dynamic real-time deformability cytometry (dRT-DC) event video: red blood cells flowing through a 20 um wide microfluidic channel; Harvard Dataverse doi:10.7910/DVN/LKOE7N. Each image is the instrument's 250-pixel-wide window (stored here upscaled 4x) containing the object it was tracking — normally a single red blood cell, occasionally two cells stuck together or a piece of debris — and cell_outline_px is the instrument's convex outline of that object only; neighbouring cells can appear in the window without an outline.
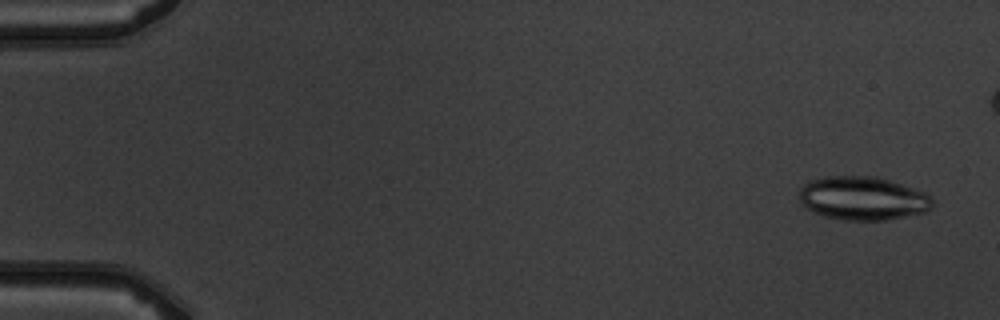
{"species": "common noctule bat (a hibernating species)", "species_latin": "Nyctalus noctula", "temperature_condition": "warm", "stored_images_in_passage": 6, "camera_frame_rate_fps": 3000, "um_per_image_px": 0.085, "animal": {"sex": "male", "body_mass_g": 19.5, "forearm_length_mm": 54.6}, "frame": {"image": 1, "passage_image": 1, "time_ms": 0.0, "image_size_px": [1000, 320], "cell_outline_px": [[932, 208], [928, 212], [888, 220], [844, 220], [824, 216], [800, 204], [800, 188], [804, 184], [812, 180], [824, 176], [876, 176], [924, 192], [932, 196]], "centroid_in_image_um": [73.36, 16.86], "position_along_channel_um": 11.6, "area_um2": 33.87}}